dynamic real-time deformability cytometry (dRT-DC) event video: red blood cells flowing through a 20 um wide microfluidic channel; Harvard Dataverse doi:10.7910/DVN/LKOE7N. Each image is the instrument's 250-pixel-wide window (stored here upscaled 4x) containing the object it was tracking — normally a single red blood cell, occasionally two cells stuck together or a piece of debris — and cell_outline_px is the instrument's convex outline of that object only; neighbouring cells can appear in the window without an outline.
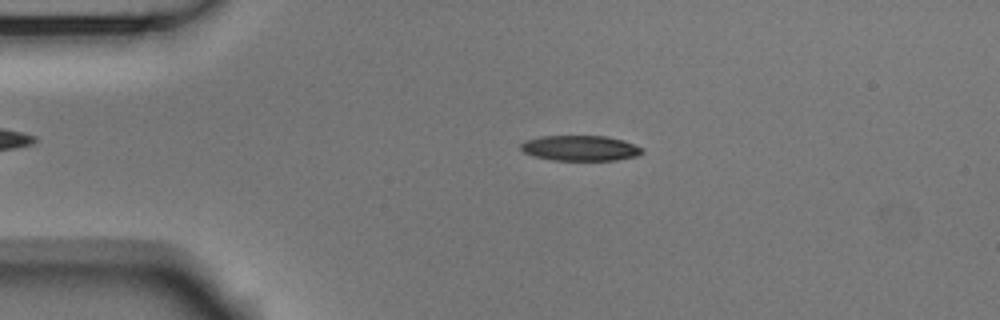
{"species": "Egyptian fruit bat (a non-hibernating species)", "species_latin": "Rousettus aegyptiacus", "temperature_condition": "room temperature", "stored_images_in_passage": 47, "camera_frame_rate_fps": 3000, "um_per_image_px": 0.085, "animal": {"sex": "male"}, "frame": {"image": 1, "passage_image": 4, "time_ms": 1.0, "image_size_px": [1000, 320], "cell_outline_px": [[644, 152], [636, 156], [616, 160], [552, 160], [532, 156], [524, 152], [520, 148], [520, 144], [524, 140], [540, 136], [608, 136], [624, 140], [644, 148]], "centroid_in_image_um": [49.32, 12.58], "position_along_channel_um": 35.7, "area_um2": 18.15}}
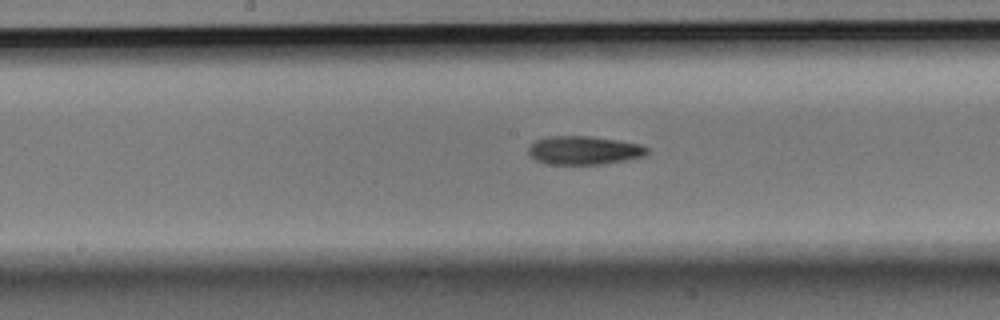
{"frame": {"image": 2, "passage_image": 20, "time_ms": 6.333, "image_size_px": [1000, 320], "cell_outline_px": [[648, 152], [644, 156], [628, 160], [604, 164], [544, 164], [536, 160], [528, 152], [528, 148], [536, 140], [548, 136], [588, 136], [616, 140], [640, 144], [648, 148]], "centroid_in_image_um": [49.64, 12.78], "position_along_channel_um": 198.6, "area_um2": 19.71}}
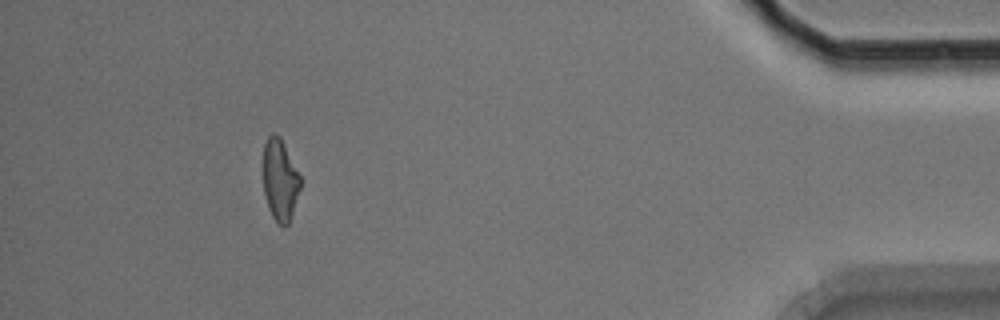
{"frame": {"image": 3, "passage_image": 42, "time_ms": 13.667, "image_size_px": [1000, 320], "cell_outline_px": [[300, 188], [288, 224], [284, 228], [276, 224], [268, 208], [264, 196], [264, 144], [268, 136], [272, 132], [276, 132], [280, 136], [300, 176]], "centroid_in_image_um": [23.78, 15.31], "position_along_channel_um": 411.4, "area_um2": 17.63}, "authors_computed_cell_mechanics": {"area_um2": 19.1318, "velocity_mm_per_s": 3.7109, "shape_relaxation_time_tau1_ms": 4.4128, "shape_relaxation_time_tau2_ms": null, "deformation_change_tau1": 0.1683, "deformation_change_tau2": null}}